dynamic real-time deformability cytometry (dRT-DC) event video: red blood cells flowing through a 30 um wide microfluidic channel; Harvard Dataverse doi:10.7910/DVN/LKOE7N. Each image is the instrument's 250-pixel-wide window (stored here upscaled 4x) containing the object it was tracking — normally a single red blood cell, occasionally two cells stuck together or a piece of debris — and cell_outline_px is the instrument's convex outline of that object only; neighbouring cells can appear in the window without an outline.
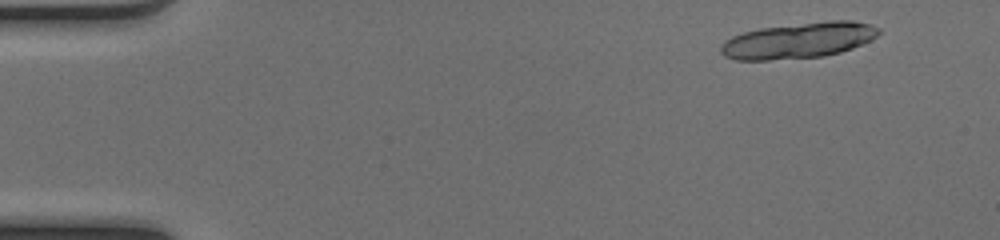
{"species": "common noctule bat (a hibernating species)", "species_latin": "Nyctalus noctula", "temperature_condition": "cold", "stored_images_in_passage": 16, "camera_frame_rate_fps": 3000, "um_per_image_px": 0.085, "animal": {"sex": "female", "body_mass_g": 17.0, "forearm_length_mm": 48.0}, "frame": {"image": 1, "passage_image": 4, "time_ms": 1.0, "image_size_px": [1000, 240], "cell_outline_px": [[880, 32], [876, 36], [852, 48], [840, 52], [824, 56], [768, 60], [736, 60], [724, 56], [720, 52], [720, 44], [724, 40], [732, 36], [744, 32], [760, 28], [832, 20], [852, 20], [868, 24], [880, 28]], "centroid_in_image_um": [67.82, 3.44], "position_along_channel_um": 17.2, "area_um2": 32.77}}